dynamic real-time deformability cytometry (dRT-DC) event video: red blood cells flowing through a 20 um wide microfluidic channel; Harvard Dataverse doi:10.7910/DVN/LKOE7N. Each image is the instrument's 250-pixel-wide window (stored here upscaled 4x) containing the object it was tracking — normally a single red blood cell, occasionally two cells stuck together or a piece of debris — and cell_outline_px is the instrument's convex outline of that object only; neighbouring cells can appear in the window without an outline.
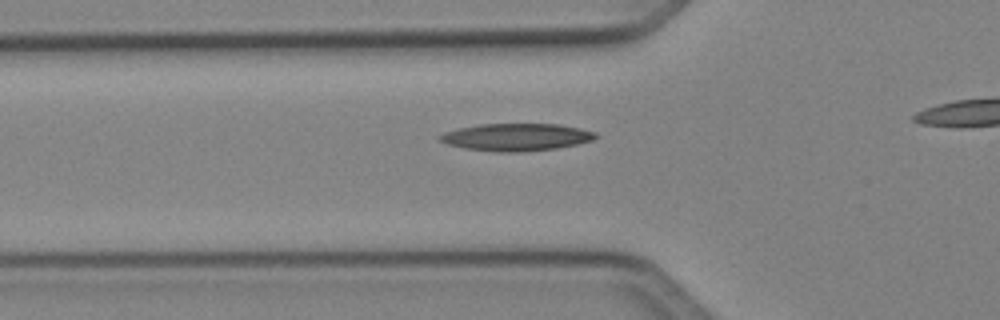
{"species": "Egyptian fruit bat (a non-hibernating species)", "species_latin": "Rousettus aegyptiacus", "temperature_condition": "cold", "stored_images_in_passage": 35, "camera_frame_rate_fps": 3000, "um_per_image_px": 0.085, "animal": {"sex": "female"}, "frame": {"image": 1, "passage_image": 8, "time_ms": 2.333, "image_size_px": [1000, 320], "cell_outline_px": [[600, 136], [592, 140], [576, 144], [556, 148], [520, 152], [496, 152], [464, 148], [448, 144], [440, 140], [440, 136], [444, 132], [460, 128], [480, 124], [560, 124], [580, 128], [596, 132]], "centroid_in_image_um": [43.93, 11.65], "position_along_channel_um": 81.9, "area_um2": 24.74}}
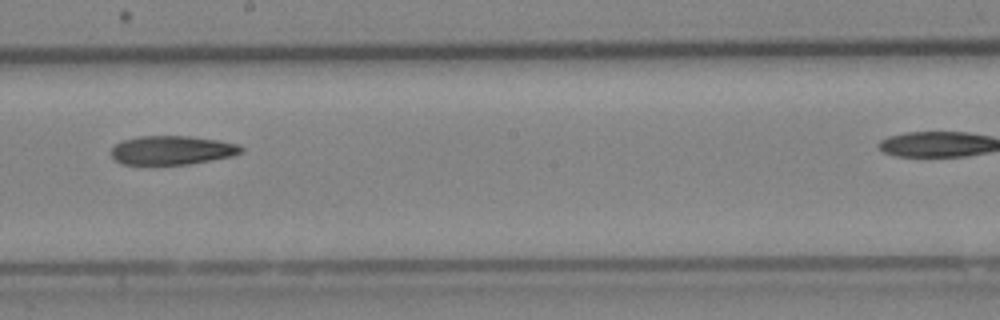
{"frame": {"image": 2, "passage_image": 19, "time_ms": 6.0, "image_size_px": [1000, 320], "cell_outline_px": [[244, 152], [232, 156], [188, 164], [124, 164], [116, 160], [112, 156], [112, 148], [120, 140], [136, 136], [188, 136], [220, 140], [240, 144], [244, 148]], "centroid_in_image_um": [14.66, 12.75], "position_along_channel_um": 233.5, "area_um2": 21.96}}
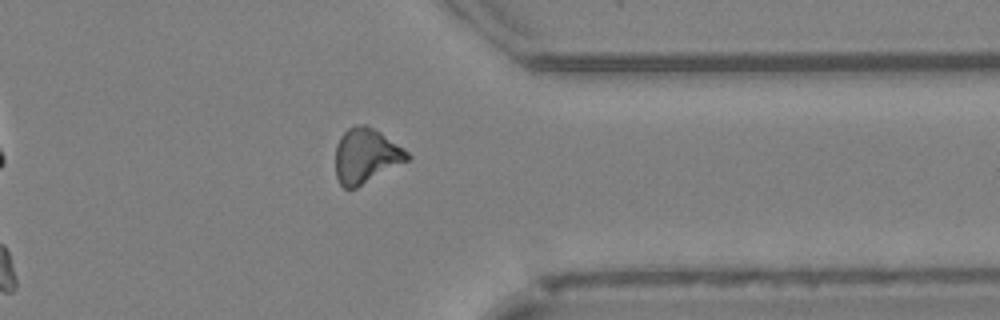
{"frame": {"image": 3, "passage_image": 30, "time_ms": 9.667, "image_size_px": [1000, 320], "cell_outline_px": [[412, 156], [408, 160], [356, 188], [344, 188], [340, 184], [336, 176], [336, 144], [340, 136], [348, 128], [364, 124], [368, 124], [404, 148]], "centroid_in_image_um": [31.1, 13.23], "position_along_channel_um": 380.3, "area_um2": 22.83}}